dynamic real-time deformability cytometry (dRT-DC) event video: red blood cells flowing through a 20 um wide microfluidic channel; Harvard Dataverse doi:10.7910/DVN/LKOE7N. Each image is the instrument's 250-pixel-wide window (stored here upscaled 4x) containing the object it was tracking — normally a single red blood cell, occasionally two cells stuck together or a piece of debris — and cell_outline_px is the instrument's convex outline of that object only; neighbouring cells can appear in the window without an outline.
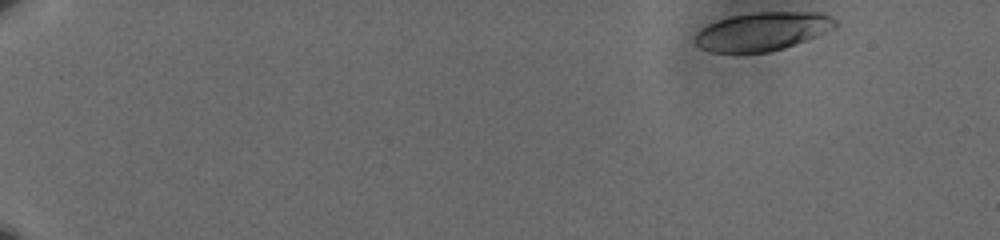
{"species": "human", "species_latin": "Homo sapiens", "temperature_condition": "cold", "stored_images_in_passage": 55, "camera_frame_rate_fps": 3000, "um_per_image_px": 0.085, "donor": {"sex": "male"}, "frame": {"image": 1, "passage_image": 1, "time_ms": 0.0, "image_size_px": [1000, 240], "cell_outline_px": [[840, 24], [824, 32], [784, 48], [768, 52], [708, 52], [700, 48], [692, 40], [692, 36], [700, 28], [716, 20], [732, 16], [752, 12], [820, 12], [832, 16]], "centroid_in_image_um": [64.74, 2.66], "position_along_channel_um": 20.3, "area_um2": 31.56}}
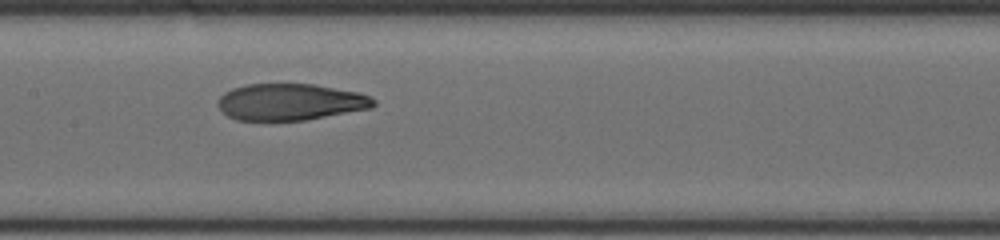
{"frame": {"image": 2, "passage_image": 28, "time_ms": 9.0, "image_size_px": [1000, 240], "cell_outline_px": [[376, 104], [372, 108], [304, 120], [236, 120], [228, 116], [216, 104], [216, 100], [224, 92], [232, 88], [248, 84], [316, 84], [356, 92], [372, 96], [376, 100]], "centroid_in_image_um": [24.67, 8.66], "position_along_channel_um": 182.7, "area_um2": 33.29}}
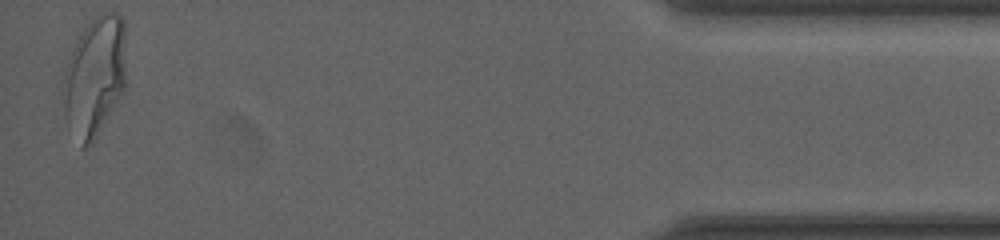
{"frame": {"image": 3, "passage_image": 54, "time_ms": 17.667, "image_size_px": [1000, 240], "cell_outline_px": [[128, 84], [124, 92], [92, 144], [84, 148], [80, 148], [64, 116], [60, 92], [64, 72], [76, 40], [84, 28], [100, 12], [112, 12], [120, 16], [124, 20]], "centroid_in_image_um": [8.06, 6.54], "position_along_channel_um": 427.1, "area_um2": 45.43}, "authors_computed_cell_mechanics": {"area_um2": 34.9112, "velocity_mm_per_s": 3.5806, "shape_relaxation_time_tau1_ms": 5.3199, "shape_relaxation_time_tau2_ms": 1.6911, "deformation_change_tau1": 0.2242, "deformation_change_tau2": 0.0682}}